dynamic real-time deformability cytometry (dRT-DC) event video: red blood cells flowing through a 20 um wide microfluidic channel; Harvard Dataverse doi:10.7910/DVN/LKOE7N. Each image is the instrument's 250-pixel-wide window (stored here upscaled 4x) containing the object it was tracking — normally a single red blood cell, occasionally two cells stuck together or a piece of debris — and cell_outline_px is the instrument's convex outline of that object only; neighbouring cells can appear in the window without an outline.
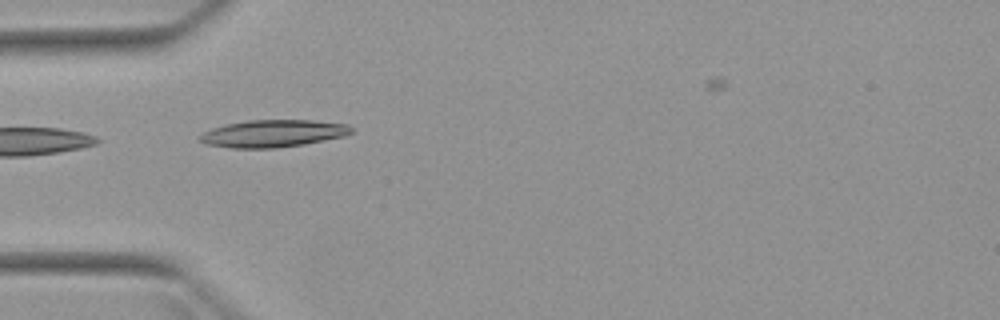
{"species": "Egyptian fruit bat (a non-hibernating species)", "species_latin": "Rousettus aegyptiacus", "temperature_condition": "warm", "stored_images_in_passage": 6, "camera_frame_rate_fps": 3000, "um_per_image_px": 0.085, "animal": {"sex": "female"}, "frame": {"image": 1, "passage_image": 5, "time_ms": 4.667, "image_size_px": [1000, 320], "cell_outline_px": [[352, 132], [344, 136], [304, 144], [276, 148], [228, 148], [204, 144], [200, 140], [200, 136], [204, 132], [212, 128], [224, 124], [248, 120], [312, 120], [348, 124], [352, 128]], "centroid_in_image_um": [23.18, 11.34], "position_along_channel_um": 61.8, "area_um2": 24.16}}
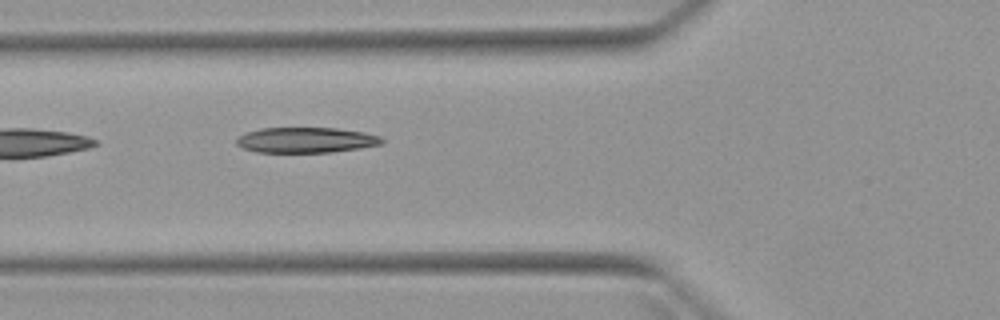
{"frame": {"image": 2, "passage_image": 6, "time_ms": 5.667, "image_size_px": [1000, 320], "cell_outline_px": [[384, 144], [360, 148], [332, 152], [256, 152], [244, 148], [236, 144], [236, 136], [244, 132], [260, 128], [336, 128], [364, 132], [380, 136], [384, 140]], "centroid_in_image_um": [25.99, 11.9], "position_along_channel_um": 99.8, "area_um2": 21.73}}